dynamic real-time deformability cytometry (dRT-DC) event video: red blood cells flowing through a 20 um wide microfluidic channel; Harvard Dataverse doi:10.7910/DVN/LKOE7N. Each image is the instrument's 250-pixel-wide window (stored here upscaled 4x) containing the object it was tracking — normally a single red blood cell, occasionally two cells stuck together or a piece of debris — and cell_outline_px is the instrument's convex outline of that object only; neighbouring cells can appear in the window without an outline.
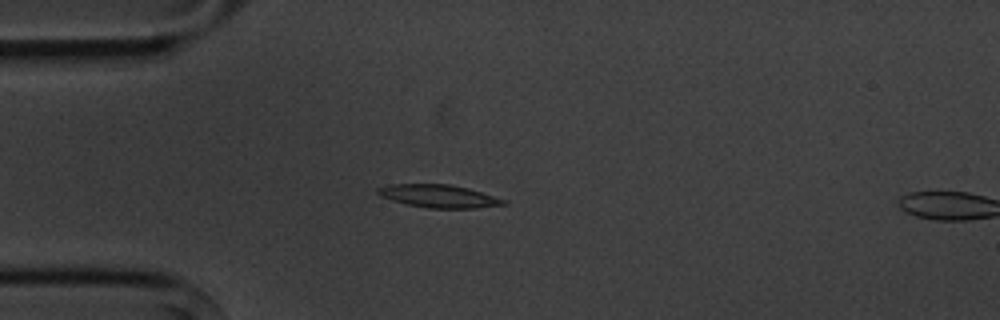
{"species": "common noctule bat (a hibernating species)", "species_latin": "Nyctalus noctula", "temperature_condition": "cold", "stored_images_in_passage": 5, "camera_frame_rate_fps": 3000, "um_per_image_px": 0.085, "animal": {"sex": "male", "body_mass_g": 20.1, "forearm_length_mm": 53.5}, "frame": {"image": 1, "passage_image": 4, "time_ms": 3.667, "image_size_px": [1000, 320], "cell_outline_px": [[508, 204], [476, 208], [428, 208], [408, 204], [392, 200], [380, 196], [376, 192], [376, 188], [388, 184], [448, 184], [468, 188], [508, 200]], "centroid_in_image_um": [37.3, 16.67], "position_along_channel_um": 47.7, "area_um2": 16.82}}